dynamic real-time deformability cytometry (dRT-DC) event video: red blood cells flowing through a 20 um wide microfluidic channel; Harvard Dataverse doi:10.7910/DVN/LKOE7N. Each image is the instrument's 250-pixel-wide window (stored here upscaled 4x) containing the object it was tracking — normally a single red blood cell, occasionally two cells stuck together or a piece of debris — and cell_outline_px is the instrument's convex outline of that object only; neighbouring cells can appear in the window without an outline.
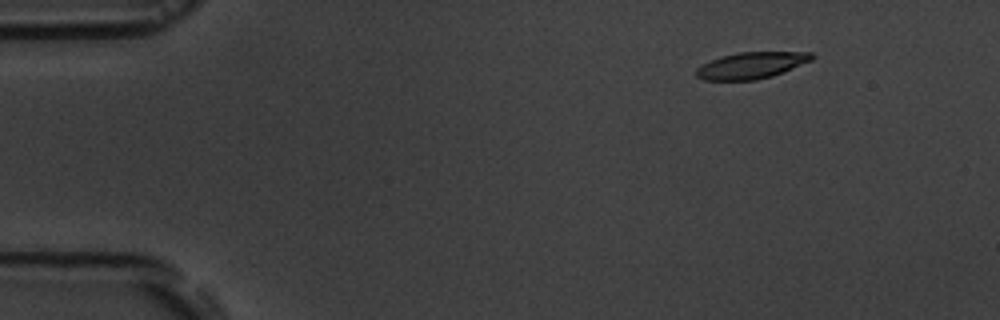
{"species": "common noctule bat (a hibernating species)", "species_latin": "Nyctalus noctula", "temperature_condition": "room temperature", "stored_images_in_passage": 4, "camera_frame_rate_fps": 3000, "um_per_image_px": 0.085, "animal": {"sex": "male", "body_mass_g": 19.5, "forearm_length_mm": 54.6}, "frame": {"image": 1, "passage_image": 2, "time_ms": 1.333, "image_size_px": [1000, 320], "cell_outline_px": [[816, 56], [812, 60], [784, 72], [772, 76], [756, 80], [704, 80], [696, 76], [696, 68], [720, 56], [736, 52], [812, 52]], "centroid_in_image_um": [63.89, 5.55], "position_along_channel_um": 21.1, "area_um2": 17.92}}
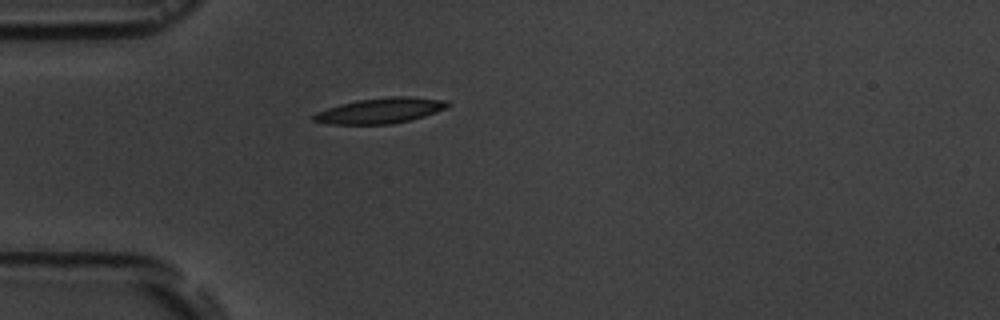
{"frame": {"image": 2, "passage_image": 4, "time_ms": 4.333, "image_size_px": [1000, 320], "cell_outline_px": [[452, 104], [448, 108], [424, 116], [392, 124], [328, 124], [312, 120], [312, 116], [316, 112], [340, 104], [356, 100], [392, 96], [412, 96], [448, 100]], "centroid_in_image_um": [32.37, 9.39], "position_along_channel_um": 52.6, "area_um2": 20.06}}